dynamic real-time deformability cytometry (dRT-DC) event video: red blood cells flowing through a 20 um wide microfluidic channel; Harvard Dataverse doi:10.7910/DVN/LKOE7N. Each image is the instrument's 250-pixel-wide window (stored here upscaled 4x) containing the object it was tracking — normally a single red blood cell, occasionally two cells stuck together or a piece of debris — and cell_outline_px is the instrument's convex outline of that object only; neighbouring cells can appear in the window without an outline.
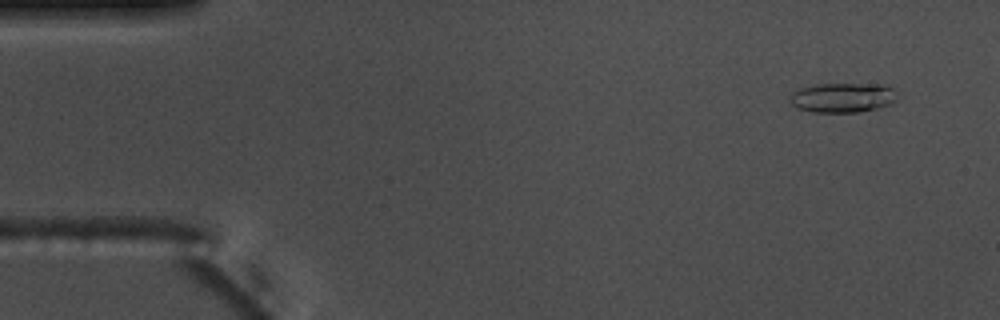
{"species": "common noctule bat (a hibernating species)", "species_latin": "Nyctalus noctula", "temperature_condition": "warm", "stored_images_in_passage": 52, "camera_frame_rate_fps": 3000, "um_per_image_px": 0.085, "animal": {"sex": "male", "body_mass_g": 17.5, "forearm_length_mm": 52.3}, "frame": {"image": 1, "passage_image": 1, "time_ms": 0.0, "image_size_px": [1000, 320], "cell_outline_px": [[900, 96], [892, 104], [860, 112], [812, 112], [800, 108], [792, 104], [788, 100], [788, 96], [792, 92], [800, 88], [816, 84], [884, 84], [892, 88]], "centroid_in_image_um": [71.65, 8.29], "position_along_channel_um": 13.3, "area_um2": 18.79}}
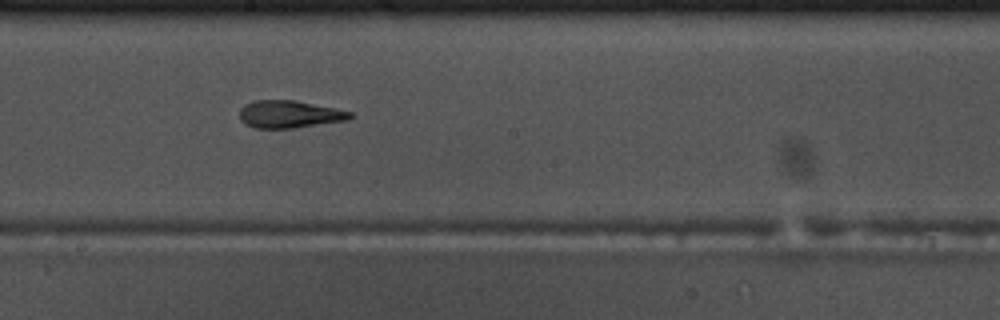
{"frame": {"image": 2, "passage_image": 27, "time_ms": 8.667, "image_size_px": [1000, 320], "cell_outline_px": [[352, 116], [348, 120], [292, 128], [256, 128], [244, 124], [240, 120], [240, 108], [244, 104], [252, 100], [296, 100], [352, 112]], "centroid_in_image_um": [24.55, 9.7], "position_along_channel_um": 223.7, "area_um2": 17.69}}
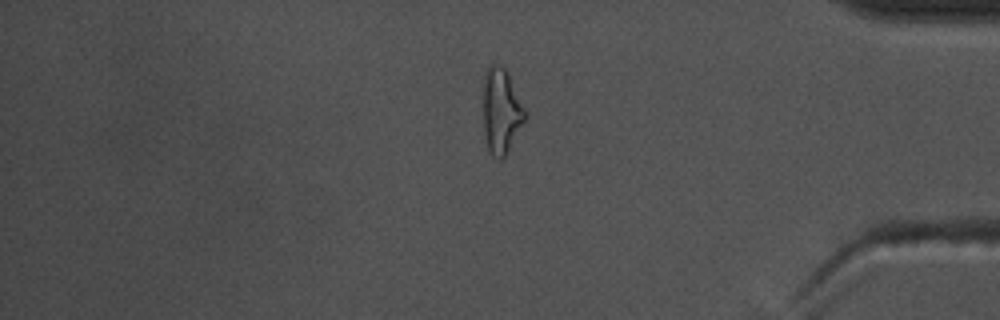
{"frame": {"image": 3, "passage_image": 43, "time_ms": 14.0, "image_size_px": [1000, 320], "cell_outline_px": [[524, 120], [504, 156], [500, 160], [492, 156], [488, 148], [484, 136], [484, 72], [492, 64], [500, 64], [508, 72], [524, 112]], "centroid_in_image_um": [42.55, 9.41], "position_along_channel_um": 392.6, "area_um2": 19.94}, "authors_computed_cell_mechanics": {"area_um2": 17.9758, "velocity_mm_per_s": 3.7025, "shape_relaxation_time_tau1_ms": 5.2883, "shape_relaxation_time_tau2_ms": 2.456, "deformation_change_tau1": 0.232, "deformation_change_tau2": 0.1346}}